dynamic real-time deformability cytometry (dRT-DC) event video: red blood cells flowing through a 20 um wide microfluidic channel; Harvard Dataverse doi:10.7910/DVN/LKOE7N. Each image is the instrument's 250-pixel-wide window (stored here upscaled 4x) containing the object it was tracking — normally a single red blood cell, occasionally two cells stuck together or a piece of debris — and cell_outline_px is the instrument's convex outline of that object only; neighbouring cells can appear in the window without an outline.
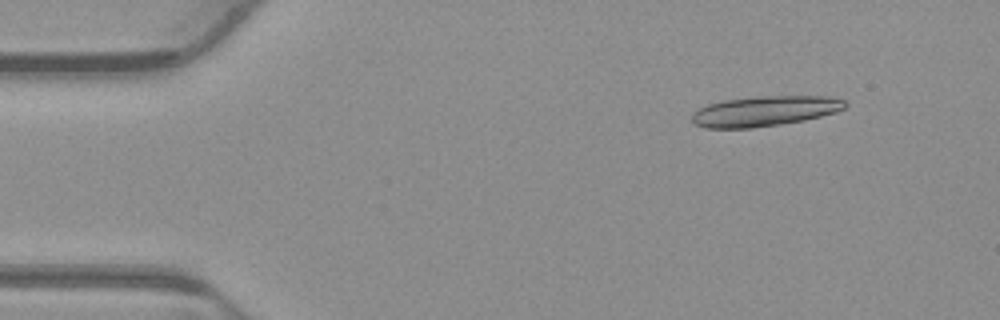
{"species": "common noctule bat (a hibernating species)", "species_latin": "Nyctalus noctula", "temperature_condition": "warm", "stored_images_in_passage": 10, "camera_frame_rate_fps": 3000, "um_per_image_px": 0.085, "animal": {"sex": "male", "body_mass_g": 23.1, "forearm_length_mm": 52.7}, "frame": {"image": 1, "passage_image": 1, "time_ms": 0.0, "image_size_px": [1000, 320], "cell_outline_px": [[848, 104], [844, 108], [836, 112], [804, 120], [780, 124], [752, 128], [704, 128], [692, 124], [692, 112], [708, 104], [724, 100], [756, 96], [828, 96], [844, 100]], "centroid_in_image_um": [64.97, 9.44], "position_along_channel_um": 20.0, "area_um2": 27.05}}